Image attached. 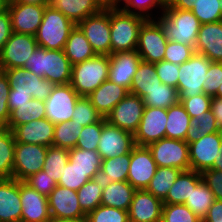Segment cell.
<instances>
[{"label":"cell","instance_id":"cell-60","mask_svg":"<svg viewBox=\"0 0 222 222\" xmlns=\"http://www.w3.org/2000/svg\"><path fill=\"white\" fill-rule=\"evenodd\" d=\"M31 99H32V96L28 94L15 93V91L12 88H10L8 108L11 112L12 110L18 109L19 105L28 103Z\"/></svg>","mask_w":222,"mask_h":222},{"label":"cell","instance_id":"cell-31","mask_svg":"<svg viewBox=\"0 0 222 222\" xmlns=\"http://www.w3.org/2000/svg\"><path fill=\"white\" fill-rule=\"evenodd\" d=\"M64 52L72 66L97 55L85 37V34L77 25L70 32Z\"/></svg>","mask_w":222,"mask_h":222},{"label":"cell","instance_id":"cell-14","mask_svg":"<svg viewBox=\"0 0 222 222\" xmlns=\"http://www.w3.org/2000/svg\"><path fill=\"white\" fill-rule=\"evenodd\" d=\"M222 132L204 135L199 140L189 143L190 170L202 173L211 169L215 159L221 157L220 144Z\"/></svg>","mask_w":222,"mask_h":222},{"label":"cell","instance_id":"cell-13","mask_svg":"<svg viewBox=\"0 0 222 222\" xmlns=\"http://www.w3.org/2000/svg\"><path fill=\"white\" fill-rule=\"evenodd\" d=\"M79 98L70 84L55 85L45 100L46 118L53 124L71 121Z\"/></svg>","mask_w":222,"mask_h":222},{"label":"cell","instance_id":"cell-58","mask_svg":"<svg viewBox=\"0 0 222 222\" xmlns=\"http://www.w3.org/2000/svg\"><path fill=\"white\" fill-rule=\"evenodd\" d=\"M201 175L215 199L222 200V171L211 168L203 171Z\"/></svg>","mask_w":222,"mask_h":222},{"label":"cell","instance_id":"cell-37","mask_svg":"<svg viewBox=\"0 0 222 222\" xmlns=\"http://www.w3.org/2000/svg\"><path fill=\"white\" fill-rule=\"evenodd\" d=\"M15 137L7 126H0V178H12Z\"/></svg>","mask_w":222,"mask_h":222},{"label":"cell","instance_id":"cell-57","mask_svg":"<svg viewBox=\"0 0 222 222\" xmlns=\"http://www.w3.org/2000/svg\"><path fill=\"white\" fill-rule=\"evenodd\" d=\"M10 88L9 79L5 71L0 70V126H6L10 118L8 108Z\"/></svg>","mask_w":222,"mask_h":222},{"label":"cell","instance_id":"cell-52","mask_svg":"<svg viewBox=\"0 0 222 222\" xmlns=\"http://www.w3.org/2000/svg\"><path fill=\"white\" fill-rule=\"evenodd\" d=\"M195 53L193 46L169 41L165 49L164 60L173 64H183Z\"/></svg>","mask_w":222,"mask_h":222},{"label":"cell","instance_id":"cell-67","mask_svg":"<svg viewBox=\"0 0 222 222\" xmlns=\"http://www.w3.org/2000/svg\"><path fill=\"white\" fill-rule=\"evenodd\" d=\"M49 222H88L87 217L79 219H51Z\"/></svg>","mask_w":222,"mask_h":222},{"label":"cell","instance_id":"cell-63","mask_svg":"<svg viewBox=\"0 0 222 222\" xmlns=\"http://www.w3.org/2000/svg\"><path fill=\"white\" fill-rule=\"evenodd\" d=\"M197 1L198 0H166V4L170 8L191 11L193 9V3L197 2Z\"/></svg>","mask_w":222,"mask_h":222},{"label":"cell","instance_id":"cell-32","mask_svg":"<svg viewBox=\"0 0 222 222\" xmlns=\"http://www.w3.org/2000/svg\"><path fill=\"white\" fill-rule=\"evenodd\" d=\"M161 83L154 64L141 60L133 77L129 93L143 98L148 94L149 90Z\"/></svg>","mask_w":222,"mask_h":222},{"label":"cell","instance_id":"cell-56","mask_svg":"<svg viewBox=\"0 0 222 222\" xmlns=\"http://www.w3.org/2000/svg\"><path fill=\"white\" fill-rule=\"evenodd\" d=\"M157 76L165 85L173 86L177 89L179 78V65L162 60L154 64Z\"/></svg>","mask_w":222,"mask_h":222},{"label":"cell","instance_id":"cell-54","mask_svg":"<svg viewBox=\"0 0 222 222\" xmlns=\"http://www.w3.org/2000/svg\"><path fill=\"white\" fill-rule=\"evenodd\" d=\"M24 182L34 188L39 194L48 197L57 186V182L52 179L45 170H41L30 175Z\"/></svg>","mask_w":222,"mask_h":222},{"label":"cell","instance_id":"cell-10","mask_svg":"<svg viewBox=\"0 0 222 222\" xmlns=\"http://www.w3.org/2000/svg\"><path fill=\"white\" fill-rule=\"evenodd\" d=\"M37 47L34 35L13 32L0 51V70L23 68Z\"/></svg>","mask_w":222,"mask_h":222},{"label":"cell","instance_id":"cell-29","mask_svg":"<svg viewBox=\"0 0 222 222\" xmlns=\"http://www.w3.org/2000/svg\"><path fill=\"white\" fill-rule=\"evenodd\" d=\"M202 175L194 170L182 171L163 199V204H184L201 181Z\"/></svg>","mask_w":222,"mask_h":222},{"label":"cell","instance_id":"cell-49","mask_svg":"<svg viewBox=\"0 0 222 222\" xmlns=\"http://www.w3.org/2000/svg\"><path fill=\"white\" fill-rule=\"evenodd\" d=\"M86 217L88 222H129L128 211L104 205L98 206Z\"/></svg>","mask_w":222,"mask_h":222},{"label":"cell","instance_id":"cell-15","mask_svg":"<svg viewBox=\"0 0 222 222\" xmlns=\"http://www.w3.org/2000/svg\"><path fill=\"white\" fill-rule=\"evenodd\" d=\"M143 99L128 93L107 115L106 121L134 135L144 111Z\"/></svg>","mask_w":222,"mask_h":222},{"label":"cell","instance_id":"cell-45","mask_svg":"<svg viewBox=\"0 0 222 222\" xmlns=\"http://www.w3.org/2000/svg\"><path fill=\"white\" fill-rule=\"evenodd\" d=\"M220 0H198L193 3L192 13L201 24L222 21Z\"/></svg>","mask_w":222,"mask_h":222},{"label":"cell","instance_id":"cell-16","mask_svg":"<svg viewBox=\"0 0 222 222\" xmlns=\"http://www.w3.org/2000/svg\"><path fill=\"white\" fill-rule=\"evenodd\" d=\"M167 109L145 107L140 124L134 133V142L138 146L150 144L166 138Z\"/></svg>","mask_w":222,"mask_h":222},{"label":"cell","instance_id":"cell-1","mask_svg":"<svg viewBox=\"0 0 222 222\" xmlns=\"http://www.w3.org/2000/svg\"><path fill=\"white\" fill-rule=\"evenodd\" d=\"M23 68L54 85L70 84L72 65L64 50H47L38 46Z\"/></svg>","mask_w":222,"mask_h":222},{"label":"cell","instance_id":"cell-4","mask_svg":"<svg viewBox=\"0 0 222 222\" xmlns=\"http://www.w3.org/2000/svg\"><path fill=\"white\" fill-rule=\"evenodd\" d=\"M109 55H96L72 66L70 85L80 97H88L108 80Z\"/></svg>","mask_w":222,"mask_h":222},{"label":"cell","instance_id":"cell-22","mask_svg":"<svg viewBox=\"0 0 222 222\" xmlns=\"http://www.w3.org/2000/svg\"><path fill=\"white\" fill-rule=\"evenodd\" d=\"M21 222H49L48 197L20 181Z\"/></svg>","mask_w":222,"mask_h":222},{"label":"cell","instance_id":"cell-66","mask_svg":"<svg viewBox=\"0 0 222 222\" xmlns=\"http://www.w3.org/2000/svg\"><path fill=\"white\" fill-rule=\"evenodd\" d=\"M220 154H221V157H219L218 159H215L214 165L212 167V169H215L218 171H222V142L220 144Z\"/></svg>","mask_w":222,"mask_h":222},{"label":"cell","instance_id":"cell-7","mask_svg":"<svg viewBox=\"0 0 222 222\" xmlns=\"http://www.w3.org/2000/svg\"><path fill=\"white\" fill-rule=\"evenodd\" d=\"M167 42L162 24L147 19L140 28L136 51L143 61L155 64L164 60Z\"/></svg>","mask_w":222,"mask_h":222},{"label":"cell","instance_id":"cell-42","mask_svg":"<svg viewBox=\"0 0 222 222\" xmlns=\"http://www.w3.org/2000/svg\"><path fill=\"white\" fill-rule=\"evenodd\" d=\"M215 132H220V129L217 126V122L212 111L209 110L206 113H202L201 116L191 118V124L187 130L185 142L189 144L199 140L204 135Z\"/></svg>","mask_w":222,"mask_h":222},{"label":"cell","instance_id":"cell-28","mask_svg":"<svg viewBox=\"0 0 222 222\" xmlns=\"http://www.w3.org/2000/svg\"><path fill=\"white\" fill-rule=\"evenodd\" d=\"M135 190L128 181L104 182L101 205L129 211Z\"/></svg>","mask_w":222,"mask_h":222},{"label":"cell","instance_id":"cell-33","mask_svg":"<svg viewBox=\"0 0 222 222\" xmlns=\"http://www.w3.org/2000/svg\"><path fill=\"white\" fill-rule=\"evenodd\" d=\"M166 138L186 140V133L191 124V117L178 102L167 109Z\"/></svg>","mask_w":222,"mask_h":222},{"label":"cell","instance_id":"cell-6","mask_svg":"<svg viewBox=\"0 0 222 222\" xmlns=\"http://www.w3.org/2000/svg\"><path fill=\"white\" fill-rule=\"evenodd\" d=\"M212 61L203 54L195 52L191 58L179 65L177 91L179 99L203 94V84L208 78L207 71Z\"/></svg>","mask_w":222,"mask_h":222},{"label":"cell","instance_id":"cell-23","mask_svg":"<svg viewBox=\"0 0 222 222\" xmlns=\"http://www.w3.org/2000/svg\"><path fill=\"white\" fill-rule=\"evenodd\" d=\"M110 66L108 80L130 90L141 57L136 50L113 53L109 56Z\"/></svg>","mask_w":222,"mask_h":222},{"label":"cell","instance_id":"cell-62","mask_svg":"<svg viewBox=\"0 0 222 222\" xmlns=\"http://www.w3.org/2000/svg\"><path fill=\"white\" fill-rule=\"evenodd\" d=\"M210 110L216 119L217 126L222 132V98L212 97Z\"/></svg>","mask_w":222,"mask_h":222},{"label":"cell","instance_id":"cell-19","mask_svg":"<svg viewBox=\"0 0 222 222\" xmlns=\"http://www.w3.org/2000/svg\"><path fill=\"white\" fill-rule=\"evenodd\" d=\"M46 6L17 3L8 0L7 10L11 17L12 31L36 35Z\"/></svg>","mask_w":222,"mask_h":222},{"label":"cell","instance_id":"cell-24","mask_svg":"<svg viewBox=\"0 0 222 222\" xmlns=\"http://www.w3.org/2000/svg\"><path fill=\"white\" fill-rule=\"evenodd\" d=\"M20 181L0 178V222H21Z\"/></svg>","mask_w":222,"mask_h":222},{"label":"cell","instance_id":"cell-35","mask_svg":"<svg viewBox=\"0 0 222 222\" xmlns=\"http://www.w3.org/2000/svg\"><path fill=\"white\" fill-rule=\"evenodd\" d=\"M69 161L79 170L87 173L90 179L99 178L102 158L97 151L72 148L69 150Z\"/></svg>","mask_w":222,"mask_h":222},{"label":"cell","instance_id":"cell-34","mask_svg":"<svg viewBox=\"0 0 222 222\" xmlns=\"http://www.w3.org/2000/svg\"><path fill=\"white\" fill-rule=\"evenodd\" d=\"M43 118H46L45 101L32 98L28 103L19 105L18 109L10 112V118L6 126L13 130L16 126Z\"/></svg>","mask_w":222,"mask_h":222},{"label":"cell","instance_id":"cell-70","mask_svg":"<svg viewBox=\"0 0 222 222\" xmlns=\"http://www.w3.org/2000/svg\"><path fill=\"white\" fill-rule=\"evenodd\" d=\"M116 1L118 2V8H122L121 4H123V6H124L129 0H116ZM120 2H121V4H120Z\"/></svg>","mask_w":222,"mask_h":222},{"label":"cell","instance_id":"cell-5","mask_svg":"<svg viewBox=\"0 0 222 222\" xmlns=\"http://www.w3.org/2000/svg\"><path fill=\"white\" fill-rule=\"evenodd\" d=\"M76 24L62 12L48 5L35 35L39 47L47 50H64L70 32Z\"/></svg>","mask_w":222,"mask_h":222},{"label":"cell","instance_id":"cell-41","mask_svg":"<svg viewBox=\"0 0 222 222\" xmlns=\"http://www.w3.org/2000/svg\"><path fill=\"white\" fill-rule=\"evenodd\" d=\"M104 181L101 178L91 179L76 192L81 209L88 214L101 205Z\"/></svg>","mask_w":222,"mask_h":222},{"label":"cell","instance_id":"cell-71","mask_svg":"<svg viewBox=\"0 0 222 222\" xmlns=\"http://www.w3.org/2000/svg\"><path fill=\"white\" fill-rule=\"evenodd\" d=\"M220 3H221V7H220V9H221V12H222V0H220Z\"/></svg>","mask_w":222,"mask_h":222},{"label":"cell","instance_id":"cell-8","mask_svg":"<svg viewBox=\"0 0 222 222\" xmlns=\"http://www.w3.org/2000/svg\"><path fill=\"white\" fill-rule=\"evenodd\" d=\"M158 167L190 170L189 145L183 140L162 138L148 146Z\"/></svg>","mask_w":222,"mask_h":222},{"label":"cell","instance_id":"cell-3","mask_svg":"<svg viewBox=\"0 0 222 222\" xmlns=\"http://www.w3.org/2000/svg\"><path fill=\"white\" fill-rule=\"evenodd\" d=\"M159 16L156 19L162 24L169 41L195 47L201 23L192 11L170 8L165 4Z\"/></svg>","mask_w":222,"mask_h":222},{"label":"cell","instance_id":"cell-69","mask_svg":"<svg viewBox=\"0 0 222 222\" xmlns=\"http://www.w3.org/2000/svg\"><path fill=\"white\" fill-rule=\"evenodd\" d=\"M214 97L222 98V84L220 85V87Z\"/></svg>","mask_w":222,"mask_h":222},{"label":"cell","instance_id":"cell-46","mask_svg":"<svg viewBox=\"0 0 222 222\" xmlns=\"http://www.w3.org/2000/svg\"><path fill=\"white\" fill-rule=\"evenodd\" d=\"M103 117L92 105L91 101L87 97H80L74 109L71 122L78 125L87 126L100 121Z\"/></svg>","mask_w":222,"mask_h":222},{"label":"cell","instance_id":"cell-50","mask_svg":"<svg viewBox=\"0 0 222 222\" xmlns=\"http://www.w3.org/2000/svg\"><path fill=\"white\" fill-rule=\"evenodd\" d=\"M102 129L103 118L94 124L84 126L76 143V148L97 151Z\"/></svg>","mask_w":222,"mask_h":222},{"label":"cell","instance_id":"cell-39","mask_svg":"<svg viewBox=\"0 0 222 222\" xmlns=\"http://www.w3.org/2000/svg\"><path fill=\"white\" fill-rule=\"evenodd\" d=\"M142 99L145 107L168 109L179 102V93L175 87L161 83L149 90Z\"/></svg>","mask_w":222,"mask_h":222},{"label":"cell","instance_id":"cell-43","mask_svg":"<svg viewBox=\"0 0 222 222\" xmlns=\"http://www.w3.org/2000/svg\"><path fill=\"white\" fill-rule=\"evenodd\" d=\"M82 128V125L72 123L71 121L56 123L54 127L53 146L67 150L75 148Z\"/></svg>","mask_w":222,"mask_h":222},{"label":"cell","instance_id":"cell-68","mask_svg":"<svg viewBox=\"0 0 222 222\" xmlns=\"http://www.w3.org/2000/svg\"><path fill=\"white\" fill-rule=\"evenodd\" d=\"M8 0H0V13L7 9Z\"/></svg>","mask_w":222,"mask_h":222},{"label":"cell","instance_id":"cell-36","mask_svg":"<svg viewBox=\"0 0 222 222\" xmlns=\"http://www.w3.org/2000/svg\"><path fill=\"white\" fill-rule=\"evenodd\" d=\"M130 164V152L102 160L99 178L104 182L127 181Z\"/></svg>","mask_w":222,"mask_h":222},{"label":"cell","instance_id":"cell-55","mask_svg":"<svg viewBox=\"0 0 222 222\" xmlns=\"http://www.w3.org/2000/svg\"><path fill=\"white\" fill-rule=\"evenodd\" d=\"M208 78L203 84L206 95L214 97L222 84V62H211L207 74Z\"/></svg>","mask_w":222,"mask_h":222},{"label":"cell","instance_id":"cell-48","mask_svg":"<svg viewBox=\"0 0 222 222\" xmlns=\"http://www.w3.org/2000/svg\"><path fill=\"white\" fill-rule=\"evenodd\" d=\"M161 222H202L185 204H163Z\"/></svg>","mask_w":222,"mask_h":222},{"label":"cell","instance_id":"cell-51","mask_svg":"<svg viewBox=\"0 0 222 222\" xmlns=\"http://www.w3.org/2000/svg\"><path fill=\"white\" fill-rule=\"evenodd\" d=\"M61 175L62 176L57 182V185L74 191H77L87 181L91 180L87 176V173L76 168L74 163H71L70 161H68V163L65 165L64 171Z\"/></svg>","mask_w":222,"mask_h":222},{"label":"cell","instance_id":"cell-26","mask_svg":"<svg viewBox=\"0 0 222 222\" xmlns=\"http://www.w3.org/2000/svg\"><path fill=\"white\" fill-rule=\"evenodd\" d=\"M194 50L210 61L222 62V21L201 24Z\"/></svg>","mask_w":222,"mask_h":222},{"label":"cell","instance_id":"cell-11","mask_svg":"<svg viewBox=\"0 0 222 222\" xmlns=\"http://www.w3.org/2000/svg\"><path fill=\"white\" fill-rule=\"evenodd\" d=\"M47 148L38 144L16 143L12 178L24 181L43 170Z\"/></svg>","mask_w":222,"mask_h":222},{"label":"cell","instance_id":"cell-47","mask_svg":"<svg viewBox=\"0 0 222 222\" xmlns=\"http://www.w3.org/2000/svg\"><path fill=\"white\" fill-rule=\"evenodd\" d=\"M165 4L166 0H129L122 6V9L127 13L137 14L146 19H156L157 16L152 14V10L159 8L158 10L163 13ZM154 15L155 17H153Z\"/></svg>","mask_w":222,"mask_h":222},{"label":"cell","instance_id":"cell-38","mask_svg":"<svg viewBox=\"0 0 222 222\" xmlns=\"http://www.w3.org/2000/svg\"><path fill=\"white\" fill-rule=\"evenodd\" d=\"M214 201L215 197L213 192L202 180L194 189H192L190 197L186 199L184 204L195 215H197L201 220H203Z\"/></svg>","mask_w":222,"mask_h":222},{"label":"cell","instance_id":"cell-59","mask_svg":"<svg viewBox=\"0 0 222 222\" xmlns=\"http://www.w3.org/2000/svg\"><path fill=\"white\" fill-rule=\"evenodd\" d=\"M12 33L11 17L6 9L4 12L0 13V51L11 37Z\"/></svg>","mask_w":222,"mask_h":222},{"label":"cell","instance_id":"cell-44","mask_svg":"<svg viewBox=\"0 0 222 222\" xmlns=\"http://www.w3.org/2000/svg\"><path fill=\"white\" fill-rule=\"evenodd\" d=\"M69 161V150L56 146L47 148L43 170L56 182L61 178L65 165Z\"/></svg>","mask_w":222,"mask_h":222},{"label":"cell","instance_id":"cell-40","mask_svg":"<svg viewBox=\"0 0 222 222\" xmlns=\"http://www.w3.org/2000/svg\"><path fill=\"white\" fill-rule=\"evenodd\" d=\"M181 172L182 170L174 167H157L146 190L163 200Z\"/></svg>","mask_w":222,"mask_h":222},{"label":"cell","instance_id":"cell-25","mask_svg":"<svg viewBox=\"0 0 222 222\" xmlns=\"http://www.w3.org/2000/svg\"><path fill=\"white\" fill-rule=\"evenodd\" d=\"M54 127L55 124L47 118H43L16 126L12 132L16 143H30L50 147L53 146Z\"/></svg>","mask_w":222,"mask_h":222},{"label":"cell","instance_id":"cell-30","mask_svg":"<svg viewBox=\"0 0 222 222\" xmlns=\"http://www.w3.org/2000/svg\"><path fill=\"white\" fill-rule=\"evenodd\" d=\"M50 6L62 12L76 25L102 10L94 0H51Z\"/></svg>","mask_w":222,"mask_h":222},{"label":"cell","instance_id":"cell-61","mask_svg":"<svg viewBox=\"0 0 222 222\" xmlns=\"http://www.w3.org/2000/svg\"><path fill=\"white\" fill-rule=\"evenodd\" d=\"M202 222H222V200L215 199Z\"/></svg>","mask_w":222,"mask_h":222},{"label":"cell","instance_id":"cell-12","mask_svg":"<svg viewBox=\"0 0 222 222\" xmlns=\"http://www.w3.org/2000/svg\"><path fill=\"white\" fill-rule=\"evenodd\" d=\"M4 71L15 93L28 94L37 100L45 101L55 86L49 80L36 76L24 68H11Z\"/></svg>","mask_w":222,"mask_h":222},{"label":"cell","instance_id":"cell-53","mask_svg":"<svg viewBox=\"0 0 222 222\" xmlns=\"http://www.w3.org/2000/svg\"><path fill=\"white\" fill-rule=\"evenodd\" d=\"M212 97L205 93L196 95L191 98L179 99L186 112L191 118L201 116L211 109Z\"/></svg>","mask_w":222,"mask_h":222},{"label":"cell","instance_id":"cell-17","mask_svg":"<svg viewBox=\"0 0 222 222\" xmlns=\"http://www.w3.org/2000/svg\"><path fill=\"white\" fill-rule=\"evenodd\" d=\"M135 146L134 135L106 121L103 117V129L97 152L102 160L125 155Z\"/></svg>","mask_w":222,"mask_h":222},{"label":"cell","instance_id":"cell-20","mask_svg":"<svg viewBox=\"0 0 222 222\" xmlns=\"http://www.w3.org/2000/svg\"><path fill=\"white\" fill-rule=\"evenodd\" d=\"M51 219H79L86 217L81 209L77 192L59 185L48 196Z\"/></svg>","mask_w":222,"mask_h":222},{"label":"cell","instance_id":"cell-21","mask_svg":"<svg viewBox=\"0 0 222 222\" xmlns=\"http://www.w3.org/2000/svg\"><path fill=\"white\" fill-rule=\"evenodd\" d=\"M163 200L146 189L135 190L128 211L129 222H161Z\"/></svg>","mask_w":222,"mask_h":222},{"label":"cell","instance_id":"cell-2","mask_svg":"<svg viewBox=\"0 0 222 222\" xmlns=\"http://www.w3.org/2000/svg\"><path fill=\"white\" fill-rule=\"evenodd\" d=\"M146 20L122 8L110 9L111 54L136 50L139 31Z\"/></svg>","mask_w":222,"mask_h":222},{"label":"cell","instance_id":"cell-65","mask_svg":"<svg viewBox=\"0 0 222 222\" xmlns=\"http://www.w3.org/2000/svg\"><path fill=\"white\" fill-rule=\"evenodd\" d=\"M17 3L23 4H33V5H41V6H48L50 5L51 0H13Z\"/></svg>","mask_w":222,"mask_h":222},{"label":"cell","instance_id":"cell-64","mask_svg":"<svg viewBox=\"0 0 222 222\" xmlns=\"http://www.w3.org/2000/svg\"><path fill=\"white\" fill-rule=\"evenodd\" d=\"M102 10L117 9L118 2L116 0H94Z\"/></svg>","mask_w":222,"mask_h":222},{"label":"cell","instance_id":"cell-18","mask_svg":"<svg viewBox=\"0 0 222 222\" xmlns=\"http://www.w3.org/2000/svg\"><path fill=\"white\" fill-rule=\"evenodd\" d=\"M152 153L147 146L135 145L130 152L127 181L136 189H146L157 170Z\"/></svg>","mask_w":222,"mask_h":222},{"label":"cell","instance_id":"cell-9","mask_svg":"<svg viewBox=\"0 0 222 222\" xmlns=\"http://www.w3.org/2000/svg\"><path fill=\"white\" fill-rule=\"evenodd\" d=\"M77 26L98 55H111L110 9L86 17Z\"/></svg>","mask_w":222,"mask_h":222},{"label":"cell","instance_id":"cell-27","mask_svg":"<svg viewBox=\"0 0 222 222\" xmlns=\"http://www.w3.org/2000/svg\"><path fill=\"white\" fill-rule=\"evenodd\" d=\"M128 93L129 91L123 86L106 80L87 98L100 115L106 118L112 109L124 99Z\"/></svg>","mask_w":222,"mask_h":222}]
</instances>
